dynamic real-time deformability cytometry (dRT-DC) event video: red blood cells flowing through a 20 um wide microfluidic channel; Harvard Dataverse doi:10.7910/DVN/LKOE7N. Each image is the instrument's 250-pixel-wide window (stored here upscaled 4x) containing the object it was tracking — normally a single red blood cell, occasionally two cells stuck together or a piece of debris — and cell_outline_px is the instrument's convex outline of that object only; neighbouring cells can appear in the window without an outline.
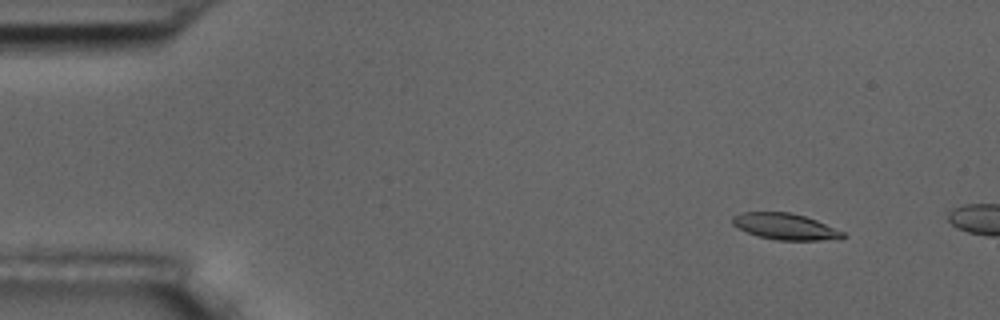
{"species": "common noctule bat (a hibernating species)", "species_latin": "Nyctalus noctula", "temperature_condition": "room temperature", "stored_images_in_passage": 4, "camera_frame_rate_fps": 3000, "um_per_image_px": 0.085, "animal": {"sex": "male", "body_mass_g": 17.5, "forearm_length_mm": 52.3}, "frame": {"image": 1, "passage_image": 2, "time_ms": 1.333, "image_size_px": [1000, 320], "cell_outline_px": [[848, 236], [820, 240], [776, 240], [760, 236], [748, 232], [732, 224], [732, 216], [740, 212], [788, 212], [804, 216], [816, 220], [844, 232]], "centroid_in_image_um": [66.71, 19.24], "position_along_channel_um": 18.3, "area_um2": 16.59}}